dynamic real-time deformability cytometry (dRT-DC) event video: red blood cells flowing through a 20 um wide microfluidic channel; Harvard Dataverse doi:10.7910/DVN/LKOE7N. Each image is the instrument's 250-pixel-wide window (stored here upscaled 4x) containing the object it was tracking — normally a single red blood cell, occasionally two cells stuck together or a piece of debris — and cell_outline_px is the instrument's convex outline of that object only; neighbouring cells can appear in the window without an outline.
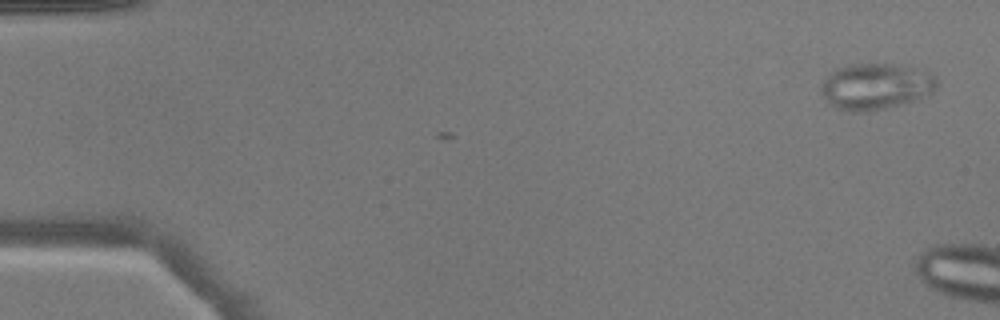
{"species": "common noctule bat (a hibernating species)", "species_latin": "Nyctalus noctula", "temperature_condition": "warm", "stored_images_in_passage": 3, "camera_frame_rate_fps": 3000, "um_per_image_px": 0.085, "animal": {"sex": "male", "body_mass_g": 17.9}, "frame": {"image": 1, "passage_image": 1, "time_ms": 0.0, "image_size_px": [1000, 320], "cell_outline_px": [[936, 88], [928, 96], [916, 100], [868, 112], [856, 112], [836, 108], [820, 92], [820, 84], [836, 68], [848, 64], [892, 64], [932, 72], [936, 76]], "centroid_in_image_um": [74.45, 7.34], "position_along_channel_um": 10.5, "area_um2": 31.1}}